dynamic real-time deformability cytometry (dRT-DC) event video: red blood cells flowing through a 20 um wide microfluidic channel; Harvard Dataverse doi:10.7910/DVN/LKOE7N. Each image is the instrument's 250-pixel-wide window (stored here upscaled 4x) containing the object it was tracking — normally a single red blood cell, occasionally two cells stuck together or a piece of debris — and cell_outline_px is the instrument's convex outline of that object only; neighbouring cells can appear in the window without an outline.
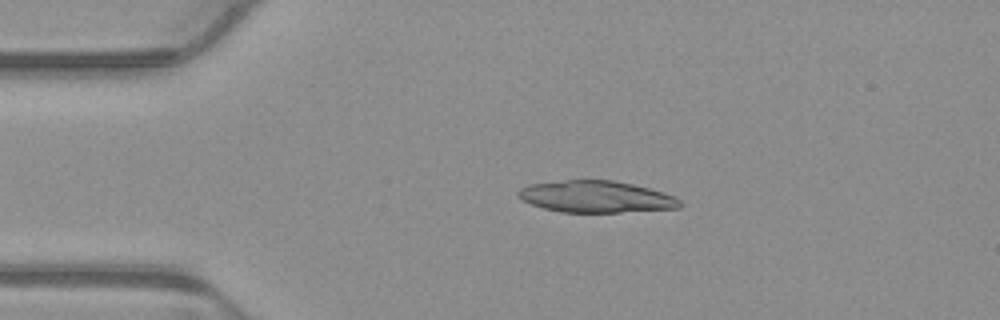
{"species": "common noctule bat (a hibernating species)", "species_latin": "Nyctalus noctula", "temperature_condition": "warm", "stored_images_in_passage": 2, "camera_frame_rate_fps": 3000, "um_per_image_px": 0.085, "animal": {"sex": "male", "body_mass_g": 23.1, "forearm_length_mm": 52.7}, "frame": {"image": 1, "passage_image": 1, "time_ms": 0.0, "image_size_px": [1000, 320], "cell_outline_px": [[680, 208], [620, 212], [560, 212], [544, 208], [532, 204], [524, 200], [516, 192], [520, 188], [528, 184], [568, 180], [612, 180], [632, 184], [664, 192], [676, 196], [680, 200]], "centroid_in_image_um": [50.68, 16.72], "position_along_channel_um": 34.3, "area_um2": 29.71}}